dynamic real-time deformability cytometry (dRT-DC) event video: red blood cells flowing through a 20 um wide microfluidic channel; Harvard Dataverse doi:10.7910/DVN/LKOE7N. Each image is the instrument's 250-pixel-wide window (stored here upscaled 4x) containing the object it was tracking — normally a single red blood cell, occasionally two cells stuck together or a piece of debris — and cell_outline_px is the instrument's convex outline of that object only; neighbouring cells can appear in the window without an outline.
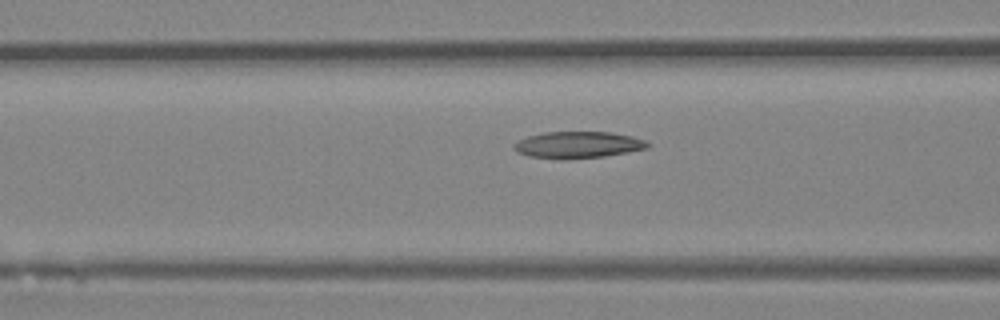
{"species": "Egyptian fruit bat (a non-hibernating species)", "species_latin": "Rousettus aegyptiacus", "temperature_condition": "room temperature", "stored_images_in_passage": 31, "camera_frame_rate_fps": 3000, "um_per_image_px": 0.085, "animal": {"sex": "female"}, "frame": {"image": 1, "passage_image": 11, "time_ms": 3.333, "image_size_px": [1000, 320], "cell_outline_px": [[652, 144], [648, 148], [628, 152], [604, 156], [564, 160], [560, 160], [528, 156], [516, 152], [512, 148], [512, 144], [528, 136], [544, 132], [612, 132], [632, 136], [644, 140]], "centroid_in_image_um": [49.1, 12.32], "position_along_channel_um": 117.5, "area_um2": 21.04}}
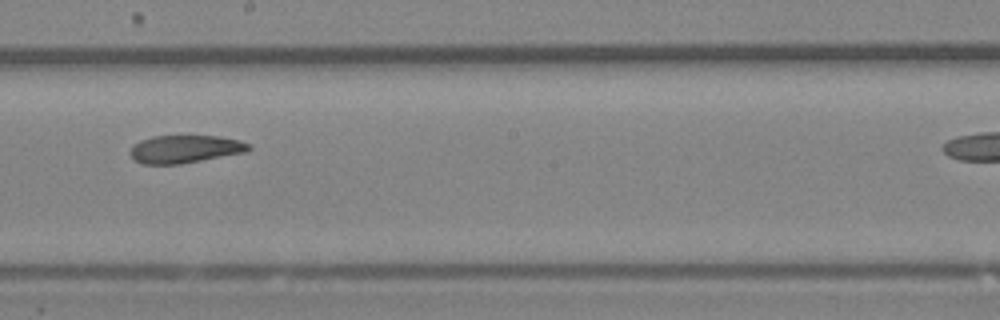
{"frame": {"image": 2, "passage_image": 19, "time_ms": 6.0, "image_size_px": [1000, 320], "cell_outline_px": [[252, 148], [244, 152], [180, 164], [144, 164], [136, 160], [128, 152], [140, 140], [152, 136], [220, 136], [240, 140], [248, 144]], "centroid_in_image_um": [15.72, 12.66], "position_along_channel_um": 232.5, "area_um2": 18.96}}
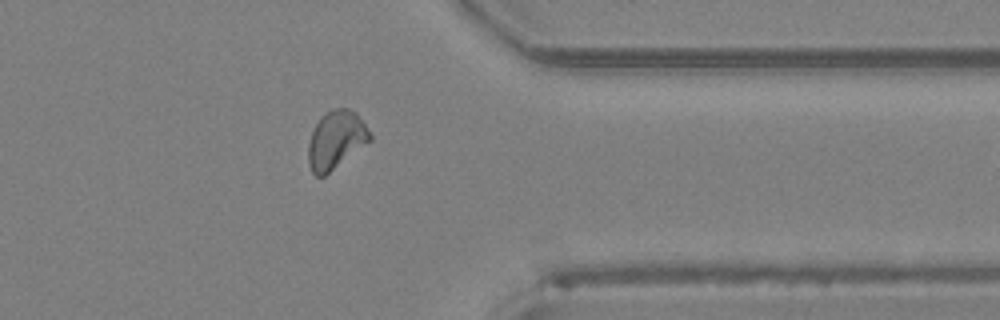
{"frame": {"image": 3, "passage_image": 30, "time_ms": 9.667, "image_size_px": [1000, 320], "cell_outline_px": [[372, 140], [324, 176], [316, 176], [312, 172], [308, 164], [308, 144], [312, 132], [316, 124], [332, 108], [348, 108], [356, 112], [372, 136]], "centroid_in_image_um": [28.56, 11.9], "position_along_channel_um": 382.8, "area_um2": 20.58}}